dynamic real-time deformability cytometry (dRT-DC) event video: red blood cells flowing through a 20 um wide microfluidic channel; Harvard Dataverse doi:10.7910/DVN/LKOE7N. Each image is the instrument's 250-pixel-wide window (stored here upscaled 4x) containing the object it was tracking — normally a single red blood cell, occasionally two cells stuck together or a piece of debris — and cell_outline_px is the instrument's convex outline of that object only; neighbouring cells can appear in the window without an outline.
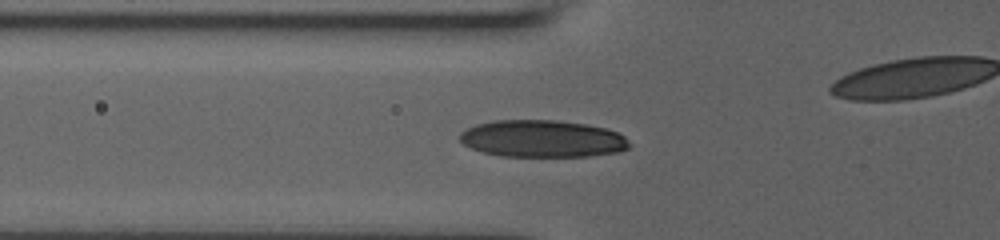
{"species": "human", "species_latin": "Homo sapiens", "temperature_condition": "room temperature", "stored_images_in_passage": 40, "camera_frame_rate_fps": 3000, "um_per_image_px": 0.085, "donor": {"sex": "male"}, "frame": {"image": 1, "passage_image": 18, "time_ms": 7.667, "image_size_px": [1000, 240], "cell_outline_px": [[632, 144], [628, 148], [620, 152], [588, 156], [500, 156], [484, 152], [472, 148], [464, 144], [460, 140], [460, 132], [476, 124], [496, 120], [556, 120], [584, 124], [604, 128], [616, 132], [624, 136]], "centroid_in_image_um": [46.12, 11.79], "position_along_channel_um": 79.7, "area_um2": 36.59}}
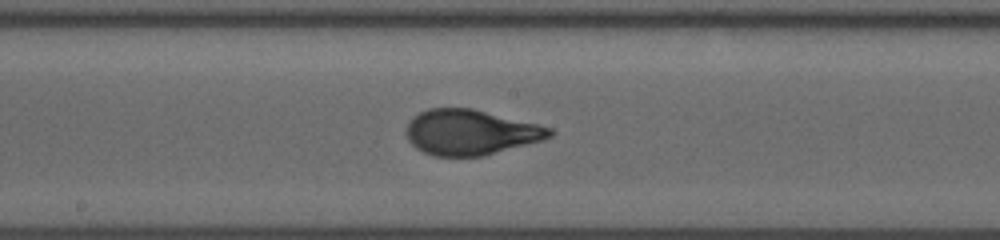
{"frame": {"image": 2, "passage_image": 26, "time_ms": 11.0, "image_size_px": [1000, 240], "cell_outline_px": [[552, 136], [544, 140], [484, 156], [432, 156], [416, 148], [408, 140], [408, 120], [412, 116], [428, 108], [472, 108], [552, 128]], "centroid_in_image_um": [39.99, 11.25], "position_along_channel_um": 208.2, "area_um2": 37.74}}
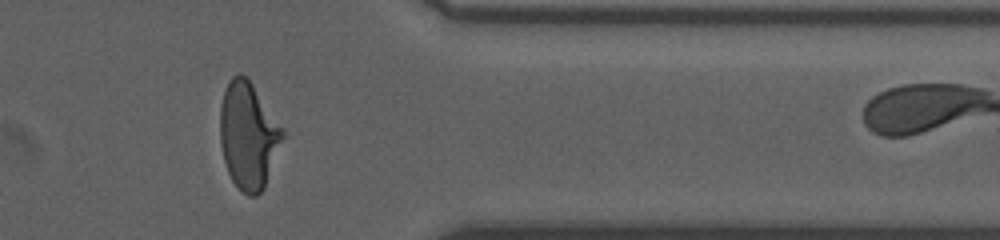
{"frame": {"image": 3, "passage_image": 39, "time_ms": 16.0, "image_size_px": [1000, 240], "cell_outline_px": [[284, 136], [264, 188], [256, 196], [248, 196], [232, 180], [228, 172], [224, 160], [220, 140], [220, 108], [224, 92], [228, 80], [236, 72], [240, 72], [252, 84], [284, 128]], "centroid_in_image_um": [21.1, 11.49], "position_along_channel_um": 390.3, "area_um2": 38.67}}